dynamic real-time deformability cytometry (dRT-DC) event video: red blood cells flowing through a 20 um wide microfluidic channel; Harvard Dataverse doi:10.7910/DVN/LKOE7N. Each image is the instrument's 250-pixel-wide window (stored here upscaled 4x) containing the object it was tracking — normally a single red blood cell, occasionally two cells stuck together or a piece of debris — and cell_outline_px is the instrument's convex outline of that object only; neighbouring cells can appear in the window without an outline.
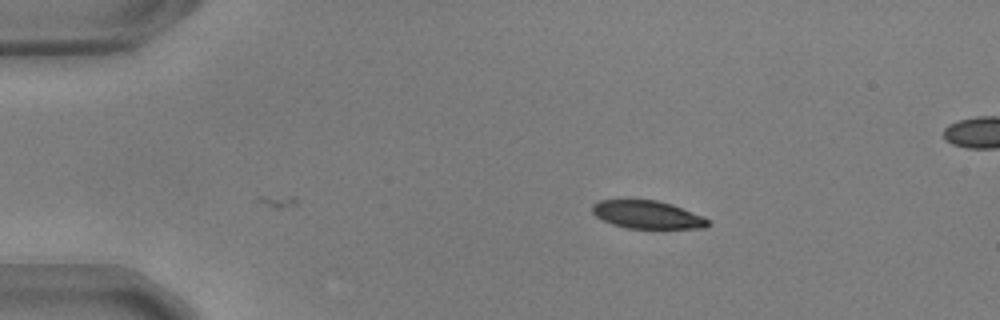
{"species": "common noctule bat (a hibernating species)", "species_latin": "Nyctalus noctula", "temperature_condition": "warm", "stored_images_in_passage": 12, "camera_frame_rate_fps": 3000, "um_per_image_px": 0.085, "animal": {"sex": "male", "body_mass_g": 17.9, "forearm_length_mm": 54.2}, "frame": {"image": 1, "passage_image": 12, "time_ms": 3.667, "image_size_px": [1000, 320], "cell_outline_px": [[708, 224], [704, 228], [628, 228], [612, 224], [596, 216], [592, 212], [592, 204], [600, 200], [656, 200], [672, 204], [704, 216], [708, 220]], "centroid_in_image_um": [55.02, 18.24], "position_along_channel_um": 30.0, "area_um2": 18.67}}